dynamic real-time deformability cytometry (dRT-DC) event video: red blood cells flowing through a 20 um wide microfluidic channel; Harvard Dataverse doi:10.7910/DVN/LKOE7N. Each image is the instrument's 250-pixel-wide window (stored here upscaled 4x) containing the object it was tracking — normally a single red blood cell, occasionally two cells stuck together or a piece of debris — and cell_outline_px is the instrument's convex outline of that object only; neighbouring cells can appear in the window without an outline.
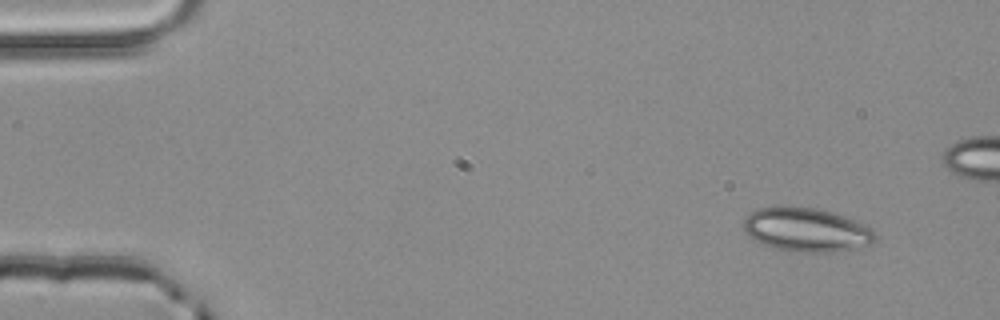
{"species": "common noctule bat (a hibernating species)", "species_latin": "Nyctalus noctula", "temperature_condition": "room temperature", "stored_images_in_passage": 4, "camera_frame_rate_fps": 3000, "um_per_image_px": 0.085, "animal": {"sex": "male", "body_mass_g": 20.4}, "frame": {"image": 1, "passage_image": 1, "time_ms": 0.0, "image_size_px": [1000, 320], "cell_outline_px": [[876, 240], [868, 244], [852, 248], [832, 252], [788, 252], [764, 244], [748, 236], [744, 228], [744, 220], [748, 212], [756, 208], [816, 208], [832, 212], [872, 228], [876, 236]], "centroid_in_image_um": [68.52, 19.55], "position_along_channel_um": 16.5, "area_um2": 33.0}}